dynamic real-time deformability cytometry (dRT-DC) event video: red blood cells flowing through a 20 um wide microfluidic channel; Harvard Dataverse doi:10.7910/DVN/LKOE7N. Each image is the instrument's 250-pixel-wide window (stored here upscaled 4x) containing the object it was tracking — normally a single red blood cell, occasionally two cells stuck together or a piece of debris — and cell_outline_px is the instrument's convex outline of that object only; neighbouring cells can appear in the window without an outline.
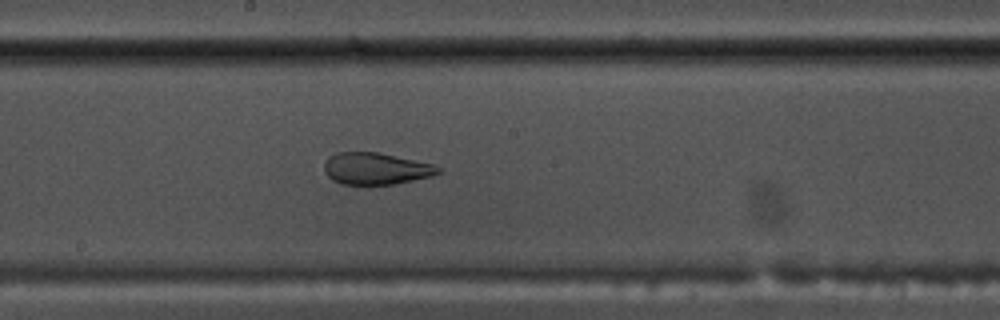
{"species": "common noctule bat (a hibernating species)", "species_latin": "Nyctalus noctula", "temperature_condition": "warm", "stored_images_in_passage": 37, "camera_frame_rate_fps": 3000, "um_per_image_px": 0.085, "animal": {"sex": "male", "body_mass_g": 17.5, "forearm_length_mm": 52.3}, "frame": {"image": 1, "passage_image": 19, "time_ms": 6.0, "image_size_px": [1000, 320], "cell_outline_px": [[444, 172], [432, 176], [392, 184], [340, 184], [332, 180], [324, 172], [324, 164], [328, 156], [336, 152], [380, 152], [432, 164], [440, 168]], "centroid_in_image_um": [31.93, 14.32], "position_along_channel_um": 216.3, "area_um2": 21.21}}
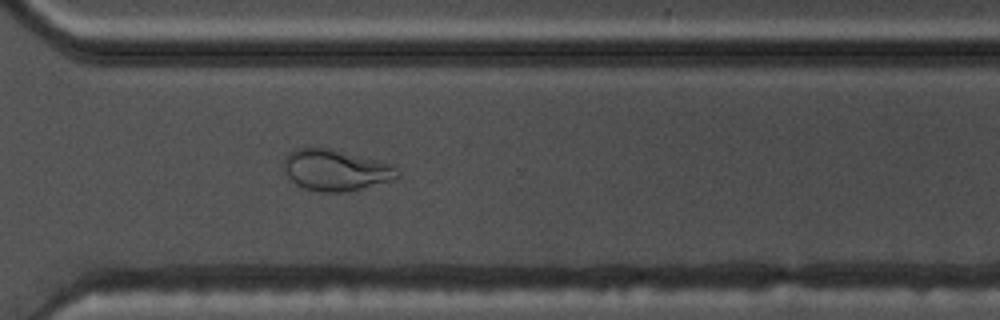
{"frame": {"image": 2, "passage_image": 29, "time_ms": 9.333, "image_size_px": [1000, 320], "cell_outline_px": [[400, 176], [396, 180], [344, 192], [320, 192], [304, 188], [296, 184], [284, 172], [284, 160], [296, 148], [328, 148], [392, 164], [396, 168]], "centroid_in_image_um": [28.56, 14.48], "position_along_channel_um": 342.0, "area_um2": 26.99}}
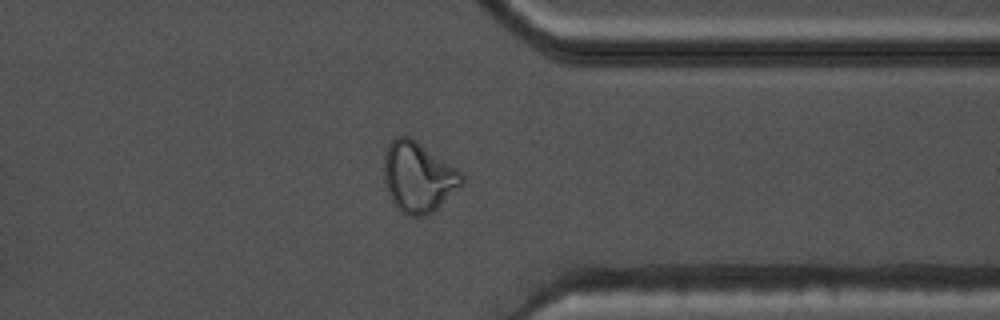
{"frame": {"image": 3, "passage_image": 32, "time_ms": 10.333, "image_size_px": [1000, 320], "cell_outline_px": [[464, 184], [432, 212], [424, 216], [408, 216], [400, 212], [392, 200], [388, 192], [384, 180], [384, 152], [388, 144], [396, 136], [408, 136], [416, 140], [456, 168], [464, 176]], "centroid_in_image_um": [35.54, 15.05], "position_along_channel_um": 375.9, "area_um2": 31.85}, "authors_computed_cell_mechanics": {"area_um2": 24.9118, "velocity_mm_per_s": 3.777, "shape_relaxation_time_tau1_ms": null, "shape_relaxation_time_tau2_ms": 1.1565, "deformation_change_tau1": null, "deformation_change_tau2": 0.0815}}